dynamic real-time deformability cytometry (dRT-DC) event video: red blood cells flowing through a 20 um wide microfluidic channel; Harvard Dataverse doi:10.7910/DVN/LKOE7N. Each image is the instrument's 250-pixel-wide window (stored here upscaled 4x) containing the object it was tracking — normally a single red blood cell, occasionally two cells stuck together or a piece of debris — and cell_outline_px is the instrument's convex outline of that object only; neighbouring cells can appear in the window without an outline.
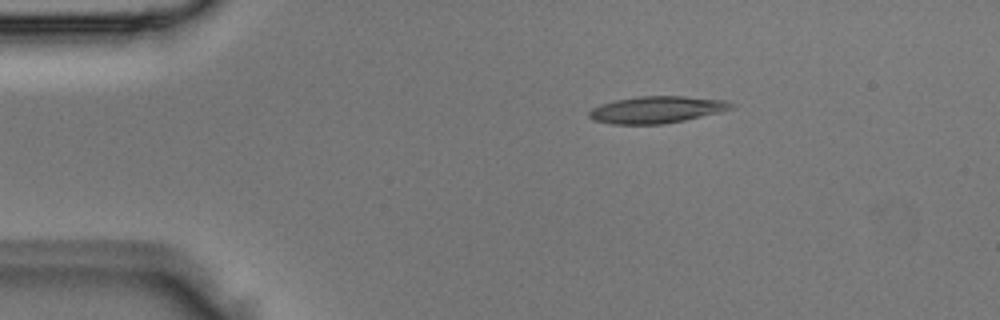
{"species": "Egyptian fruit bat (a non-hibernating species)", "species_latin": "Rousettus aegyptiacus", "temperature_condition": "room temperature", "stored_images_in_passage": 3, "camera_frame_rate_fps": 3000, "um_per_image_px": 0.085, "animal": {"sex": "male"}, "frame": {"image": 1, "passage_image": 2, "time_ms": 0.333, "image_size_px": [1000, 320], "cell_outline_px": [[736, 108], [720, 112], [684, 120], [664, 124], [612, 124], [596, 120], [588, 116], [588, 112], [592, 108], [600, 104], [616, 100], [640, 96], [684, 96], [724, 100], [736, 104]], "centroid_in_image_um": [55.86, 9.32], "position_along_channel_um": 29.1, "area_um2": 22.25}}